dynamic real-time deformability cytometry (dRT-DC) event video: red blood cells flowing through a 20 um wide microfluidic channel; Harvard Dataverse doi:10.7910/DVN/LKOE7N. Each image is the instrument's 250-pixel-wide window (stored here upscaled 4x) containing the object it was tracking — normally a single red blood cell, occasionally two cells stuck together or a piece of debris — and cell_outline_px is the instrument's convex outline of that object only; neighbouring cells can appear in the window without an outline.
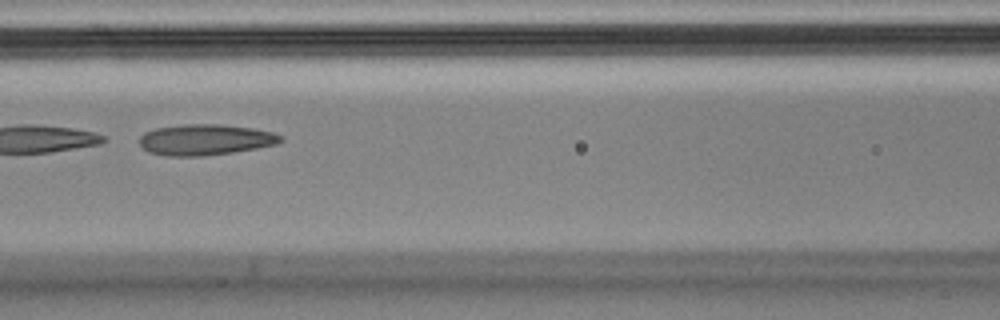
{"species": "Egyptian fruit bat (a non-hibernating species)", "species_latin": "Rousettus aegyptiacus", "temperature_condition": "cold", "stored_images_in_passage": 13, "camera_frame_rate_fps": 3000, "um_per_image_px": 0.085, "animal": {"sex": "male"}, "frame": {"image": 1, "passage_image": 6, "time_ms": 1.667, "image_size_px": [1000, 320], "cell_outline_px": [[284, 140], [276, 144], [256, 148], [232, 152], [204, 156], [168, 156], [148, 152], [140, 144], [140, 136], [144, 132], [156, 128], [184, 124], [216, 124], [252, 128], [272, 132], [284, 136]], "centroid_in_image_um": [17.45, 11.87], "position_along_channel_um": 149.1, "area_um2": 25.37}}
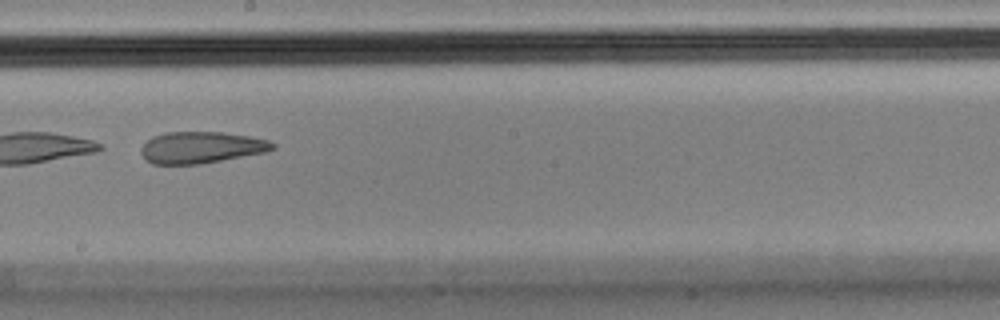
{"frame": {"image": 2, "passage_image": 8, "time_ms": 2.333, "image_size_px": [1000, 320], "cell_outline_px": [[276, 148], [264, 152], [200, 164], [152, 164], [140, 152], [140, 148], [152, 136], [164, 132], [224, 132], [248, 136], [268, 140], [276, 144]], "centroid_in_image_um": [17.09, 12.52], "position_along_channel_um": 231.1, "area_um2": 24.1}}